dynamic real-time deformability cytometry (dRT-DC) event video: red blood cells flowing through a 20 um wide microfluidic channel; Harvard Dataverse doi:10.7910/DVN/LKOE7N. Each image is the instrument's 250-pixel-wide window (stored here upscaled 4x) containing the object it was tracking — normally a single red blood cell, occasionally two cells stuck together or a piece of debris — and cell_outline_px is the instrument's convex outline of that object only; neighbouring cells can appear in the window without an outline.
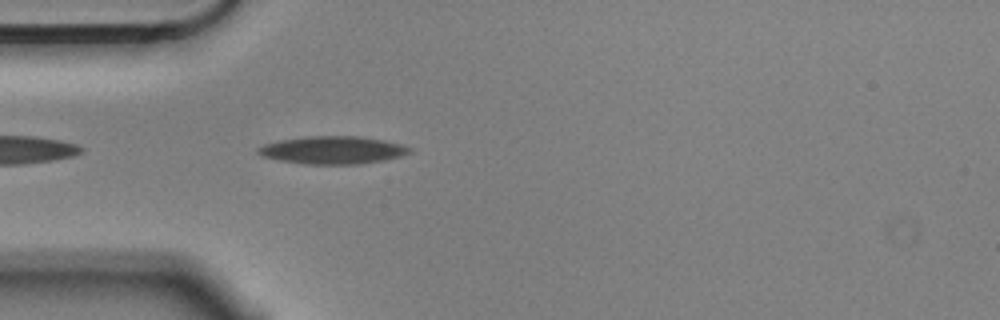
{"species": "Egyptian fruit bat (a non-hibernating species)", "species_latin": "Rousettus aegyptiacus", "temperature_condition": "cold", "stored_images_in_passage": 4, "camera_frame_rate_fps": 3000, "um_per_image_px": 0.085, "animal": {"sex": "male"}, "frame": {"image": 1, "passage_image": 4, "time_ms": 1.0, "image_size_px": [1000, 320], "cell_outline_px": [[412, 152], [400, 156], [384, 160], [360, 164], [308, 164], [280, 160], [264, 156], [256, 152], [256, 148], [264, 144], [280, 140], [308, 136], [360, 136], [384, 140], [400, 144], [412, 148]], "centroid_in_image_um": [28.3, 12.75], "position_along_channel_um": 56.7, "area_um2": 24.39}}